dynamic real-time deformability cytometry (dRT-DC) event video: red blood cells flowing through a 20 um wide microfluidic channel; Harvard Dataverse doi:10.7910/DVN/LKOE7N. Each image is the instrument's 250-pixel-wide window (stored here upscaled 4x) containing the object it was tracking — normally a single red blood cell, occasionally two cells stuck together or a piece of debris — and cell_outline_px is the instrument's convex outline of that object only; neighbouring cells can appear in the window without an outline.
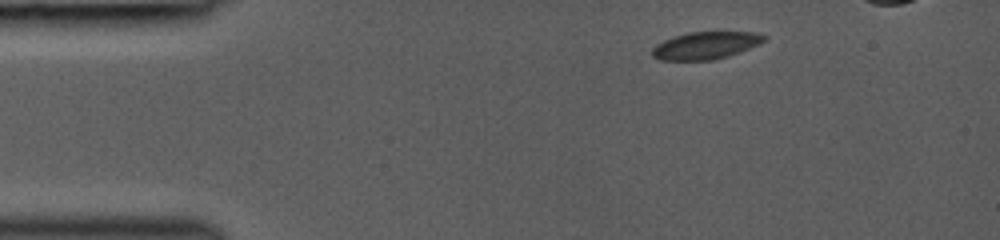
{"species": "common noctule bat (a hibernating species)", "species_latin": "Nyctalus noctula", "temperature_condition": "room temperature", "stored_images_in_passage": 8, "segment_of_instrument_passage": [1, 2], "camera_frame_rate_fps": 3000, "um_per_image_px": 0.085, "animal": {"sex": "female", "body_mass_g": 19.0, "forearm_length_mm": 53.3}, "frame": {"image": 1, "passage_image": 1, "time_ms": 0.0, "image_size_px": [1000, 240], "cell_outline_px": [[764, 40], [760, 44], [740, 52], [728, 56], [712, 60], [660, 60], [652, 56], [652, 48], [656, 44], [664, 40], [688, 32], [760, 32], [764, 36]], "centroid_in_image_um": [59.98, 3.86], "position_along_channel_um": 25.0, "area_um2": 17.8}}